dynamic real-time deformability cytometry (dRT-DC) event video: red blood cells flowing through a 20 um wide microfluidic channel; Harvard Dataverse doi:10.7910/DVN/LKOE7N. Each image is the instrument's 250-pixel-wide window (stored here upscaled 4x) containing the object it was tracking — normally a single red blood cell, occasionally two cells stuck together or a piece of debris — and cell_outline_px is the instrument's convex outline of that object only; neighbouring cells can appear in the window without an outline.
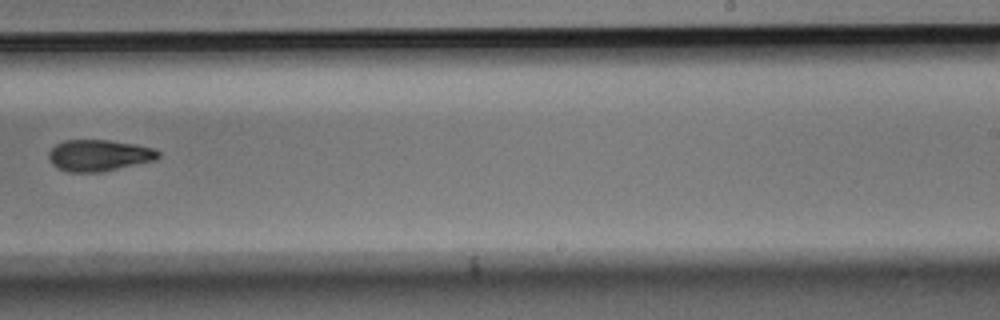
{"species": "Egyptian fruit bat (a non-hibernating species)", "species_latin": "Rousettus aegyptiacus", "temperature_condition": "room temperature", "stored_images_in_passage": 10, "camera_frame_rate_fps": 3000, "um_per_image_px": 0.085, "animal": {"sex": "male"}, "frame": {"image": 1, "passage_image": 9, "time_ms": 2.667, "image_size_px": [1000, 320], "cell_outline_px": [[160, 156], [156, 160], [100, 172], [68, 172], [52, 164], [48, 156], [48, 152], [56, 144], [64, 140], [108, 140], [132, 144], [152, 148], [160, 152]], "centroid_in_image_um": [8.4, 13.21], "position_along_channel_um": 280.6, "area_um2": 19.88}}
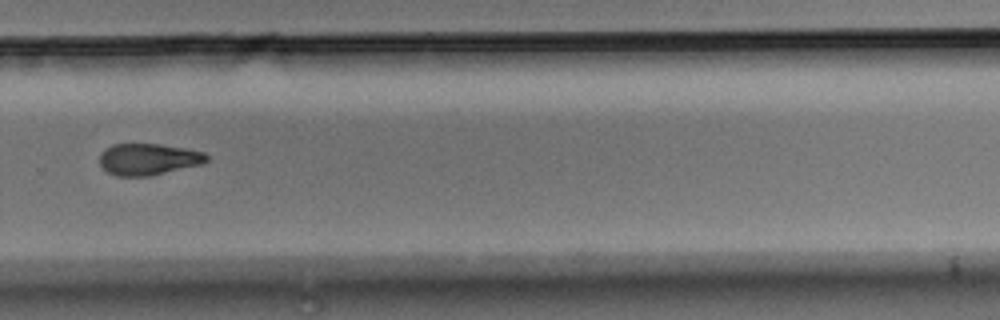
{"frame": {"image": 2, "passage_image": 10, "time_ms": 3.0, "image_size_px": [1000, 320], "cell_outline_px": [[208, 160], [204, 164], [152, 176], [116, 176], [108, 172], [100, 164], [100, 156], [112, 144], [160, 144], [184, 148], [204, 152], [208, 156]], "centroid_in_image_um": [12.66, 13.55], "position_along_channel_um": 317.1, "area_um2": 19.71}}